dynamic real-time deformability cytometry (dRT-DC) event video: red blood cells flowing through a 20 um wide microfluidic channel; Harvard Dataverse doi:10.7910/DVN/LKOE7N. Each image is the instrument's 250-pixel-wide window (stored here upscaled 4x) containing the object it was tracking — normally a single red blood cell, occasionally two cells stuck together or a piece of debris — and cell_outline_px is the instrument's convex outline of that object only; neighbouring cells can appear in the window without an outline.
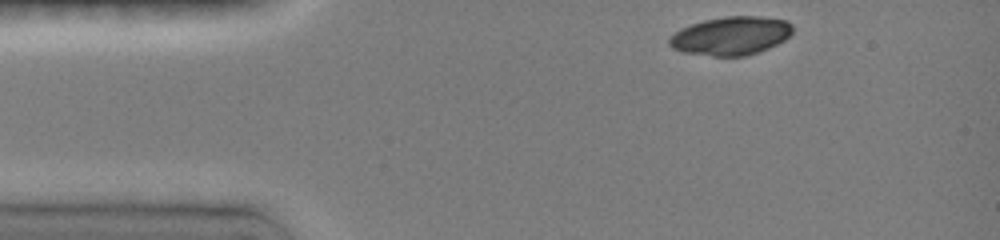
{"species": "common noctule bat (a hibernating species)", "species_latin": "Nyctalus noctula", "temperature_condition": "room temperature", "stored_images_in_passage": 7, "camera_frame_rate_fps": 3000, "um_per_image_px": 0.085, "animal": {"sex": "female", "body_mass_g": 19.0, "forearm_length_mm": 51.5}, "frame": {"image": 1, "passage_image": 1, "time_ms": 0.0, "image_size_px": [1000, 240], "cell_outline_px": [[792, 32], [784, 40], [768, 48], [744, 56], [712, 56], [684, 52], [672, 48], [668, 44], [668, 40], [676, 32], [692, 24], [704, 20], [724, 16], [756, 16], [784, 20], [792, 24]], "centroid_in_image_um": [62.12, 3.04], "position_along_channel_um": 22.9, "area_um2": 27.28}}
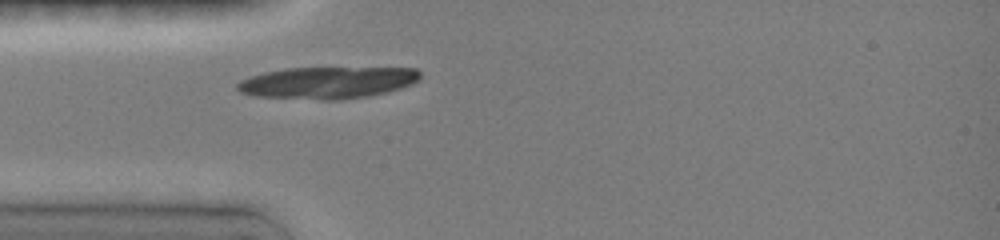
{"frame": {"image": 2, "passage_image": 7, "time_ms": 2.333, "image_size_px": [1000, 240], "cell_outline_px": [[420, 76], [416, 80], [400, 88], [368, 96], [340, 100], [324, 100], [256, 96], [240, 92], [236, 88], [236, 84], [240, 80], [264, 72], [284, 68], [416, 68], [420, 72]], "centroid_in_image_um": [27.78, 7.02], "position_along_channel_um": 57.2, "area_um2": 33.7}}